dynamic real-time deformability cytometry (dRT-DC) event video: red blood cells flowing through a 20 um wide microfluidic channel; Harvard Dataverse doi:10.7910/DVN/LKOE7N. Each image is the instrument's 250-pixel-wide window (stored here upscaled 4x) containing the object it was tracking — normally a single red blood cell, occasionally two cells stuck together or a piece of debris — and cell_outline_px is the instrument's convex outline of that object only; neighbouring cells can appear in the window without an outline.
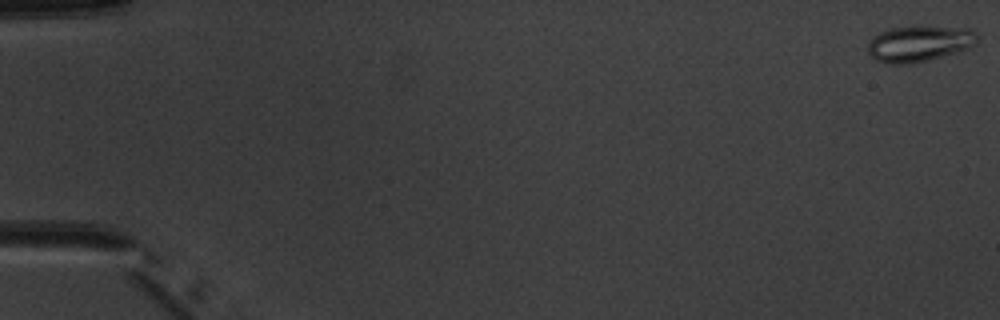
{"species": "common noctule bat (a hibernating species)", "species_latin": "Nyctalus noctula", "temperature_condition": "warm", "stored_images_in_passage": 6, "camera_frame_rate_fps": 3000, "um_per_image_px": 0.085, "animal": {"sex": "male", "body_mass_g": 20.1, "forearm_length_mm": 53.5}, "frame": {"image": 1, "passage_image": 1, "time_ms": 0.0, "image_size_px": [1000, 320], "cell_outline_px": [[976, 44], [968, 48], [956, 52], [928, 60], [912, 64], [892, 64], [876, 60], [868, 52], [868, 40], [872, 36], [880, 32], [892, 28], [968, 28], [976, 32]], "centroid_in_image_um": [78.09, 3.74], "position_along_channel_um": 6.9, "area_um2": 22.37}}
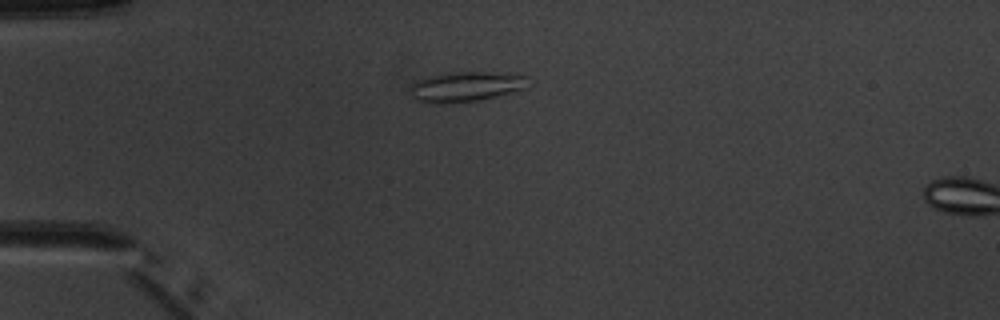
{"frame": {"image": 2, "passage_image": 5, "time_ms": 4.667, "image_size_px": [1000, 320], "cell_outline_px": [[528, 88], [480, 100], [444, 104], [424, 104], [408, 96], [408, 88], [416, 80], [440, 72], [488, 72], [524, 76]], "centroid_in_image_um": [39.43, 7.39], "position_along_channel_um": 45.6, "area_um2": 21.1}}